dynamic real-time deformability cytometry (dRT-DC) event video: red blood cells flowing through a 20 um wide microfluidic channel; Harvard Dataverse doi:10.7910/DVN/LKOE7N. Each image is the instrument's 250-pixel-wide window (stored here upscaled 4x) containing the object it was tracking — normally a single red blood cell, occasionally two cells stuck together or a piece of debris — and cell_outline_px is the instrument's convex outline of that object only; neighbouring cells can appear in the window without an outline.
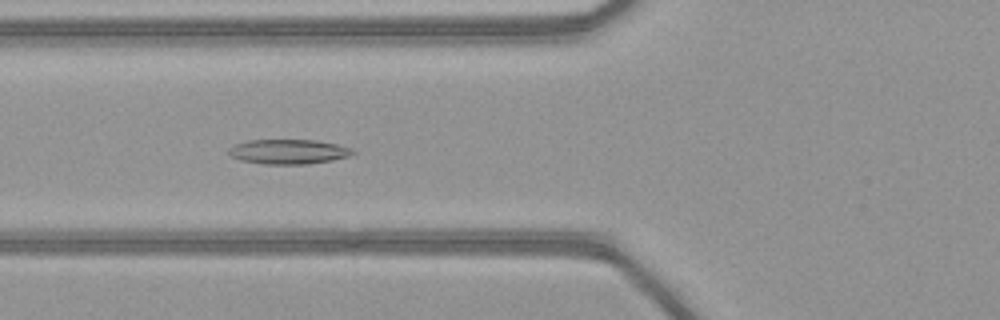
{"species": "common noctule bat (a hibernating species)", "species_latin": "Nyctalus noctula", "temperature_condition": "warm", "stored_images_in_passage": 50, "camera_frame_rate_fps": 3000, "um_per_image_px": 0.085, "animal": {"sex": "female", "body_mass_g": 21.9}, "frame": {"image": 1, "passage_image": 20, "time_ms": 6.333, "image_size_px": [1000, 320], "cell_outline_px": [[356, 152], [348, 156], [332, 160], [308, 164], [264, 164], [240, 160], [228, 156], [228, 148], [236, 144], [248, 140], [316, 140], [336, 144], [352, 148]], "centroid_in_image_um": [24.49, 12.89], "position_along_channel_um": 101.3, "area_um2": 17.92}}
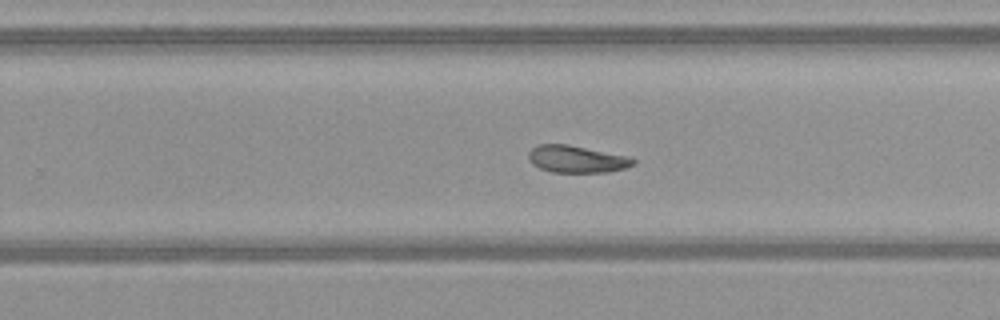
{"frame": {"image": 2, "passage_image": 33, "time_ms": 10.667, "image_size_px": [1000, 320], "cell_outline_px": [[636, 164], [624, 168], [608, 172], [552, 172], [540, 168], [532, 164], [528, 160], [528, 152], [536, 144], [568, 144], [628, 156], [636, 160]], "centroid_in_image_um": [49.0, 13.52], "position_along_channel_um": 280.8, "area_um2": 16.65}}
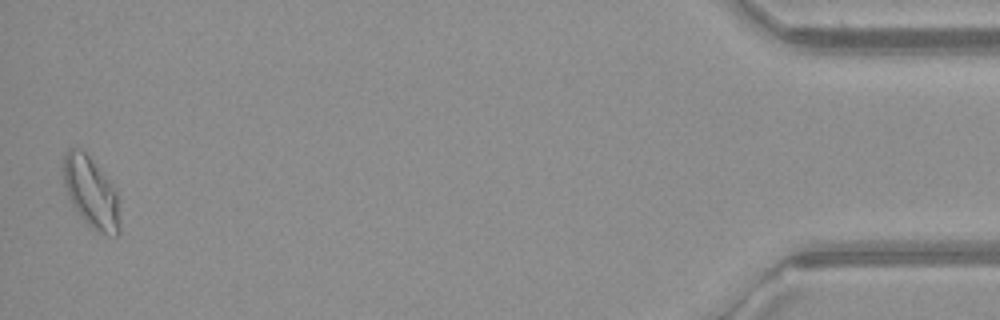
{"frame": {"image": 3, "passage_image": 50, "time_ms": 16.333, "image_size_px": [1000, 320], "cell_outline_px": [[120, 232], [116, 236], [108, 236], [92, 228], [80, 216], [68, 196], [64, 184], [60, 168], [64, 156], [68, 148], [80, 148], [92, 160], [112, 184], [116, 192], [120, 220]], "centroid_in_image_um": [7.71, 16.35], "position_along_channel_um": 427.5, "area_um2": 23.41}}